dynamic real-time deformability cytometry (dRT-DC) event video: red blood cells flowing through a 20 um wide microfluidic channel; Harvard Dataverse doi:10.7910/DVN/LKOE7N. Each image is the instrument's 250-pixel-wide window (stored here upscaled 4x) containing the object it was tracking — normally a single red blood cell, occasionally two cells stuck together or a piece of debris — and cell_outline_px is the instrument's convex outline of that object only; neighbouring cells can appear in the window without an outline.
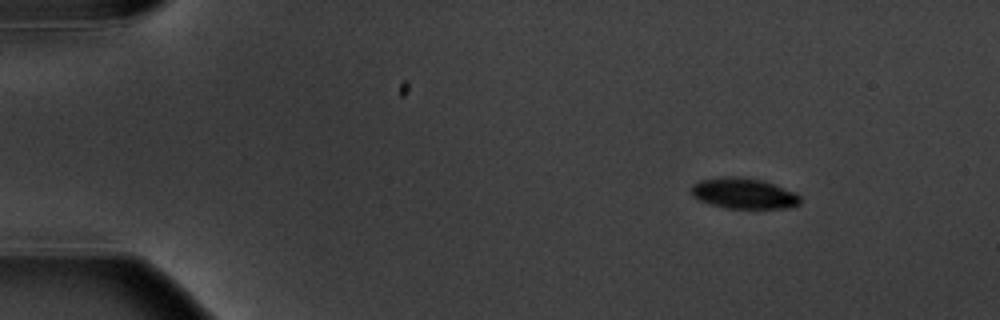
{"species": "common noctule bat (a hibernating species)", "species_latin": "Nyctalus noctula", "temperature_condition": "warm", "stored_images_in_passage": 4, "camera_frame_rate_fps": 3000, "um_per_image_px": 0.085, "animal": {"sex": "male", "body_mass_g": 20.1, "forearm_length_mm": 53.5}, "frame": {"image": 1, "passage_image": 2, "time_ms": 1.333, "image_size_px": [1000, 320], "cell_outline_px": [[800, 204], [792, 208], [724, 208], [700, 200], [692, 196], [692, 184], [700, 180], [724, 176], [736, 176], [764, 180], [796, 192], [800, 196]], "centroid_in_image_um": [63.25, 16.43], "position_along_channel_um": 21.7, "area_um2": 19.65}}